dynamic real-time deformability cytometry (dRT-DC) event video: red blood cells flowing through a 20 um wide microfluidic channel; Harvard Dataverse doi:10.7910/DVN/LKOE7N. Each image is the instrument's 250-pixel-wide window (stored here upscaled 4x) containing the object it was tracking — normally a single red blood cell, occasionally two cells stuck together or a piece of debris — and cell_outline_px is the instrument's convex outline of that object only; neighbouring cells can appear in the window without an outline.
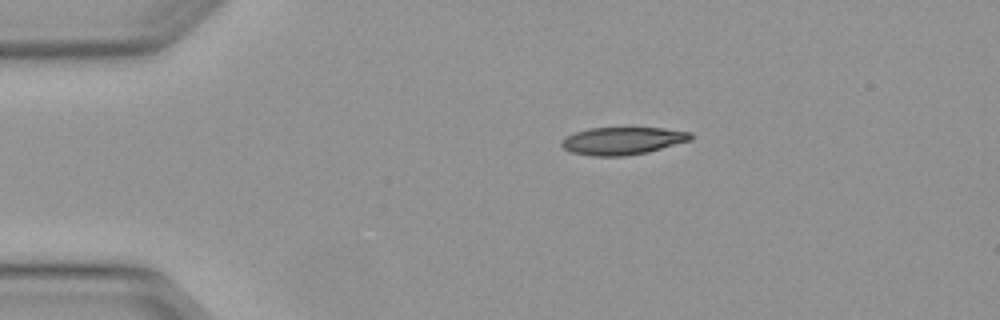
{"species": "Egyptian fruit bat (a non-hibernating species)", "species_latin": "Rousettus aegyptiacus", "temperature_condition": "warm", "stored_images_in_passage": 3, "camera_frame_rate_fps": 3000, "um_per_image_px": 0.085, "animal": {"sex": "female"}, "frame": {"image": 1, "passage_image": 1, "time_ms": 0.0, "image_size_px": [1000, 320], "cell_outline_px": [[692, 140], [648, 152], [624, 156], [592, 156], [572, 152], [564, 148], [560, 144], [568, 136], [576, 132], [588, 128], [664, 128], [692, 132]], "centroid_in_image_um": [52.97, 11.97], "position_along_channel_um": 32.0, "area_um2": 20.63}}
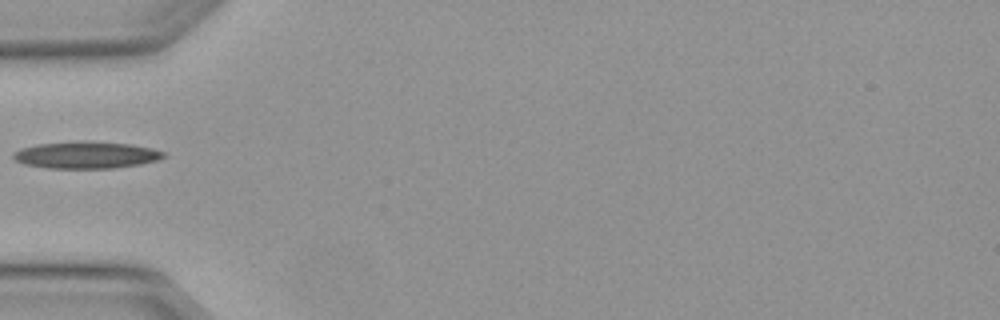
{"frame": {"image": 2, "passage_image": 3, "time_ms": 0.667, "image_size_px": [1000, 320], "cell_outline_px": [[164, 156], [156, 160], [140, 164], [112, 168], [48, 168], [24, 164], [16, 160], [12, 156], [12, 152], [20, 148], [36, 144], [84, 140], [132, 144], [152, 148], [164, 152]], "centroid_in_image_um": [7.28, 13.16], "position_along_channel_um": 77.7, "area_um2": 23.7}}